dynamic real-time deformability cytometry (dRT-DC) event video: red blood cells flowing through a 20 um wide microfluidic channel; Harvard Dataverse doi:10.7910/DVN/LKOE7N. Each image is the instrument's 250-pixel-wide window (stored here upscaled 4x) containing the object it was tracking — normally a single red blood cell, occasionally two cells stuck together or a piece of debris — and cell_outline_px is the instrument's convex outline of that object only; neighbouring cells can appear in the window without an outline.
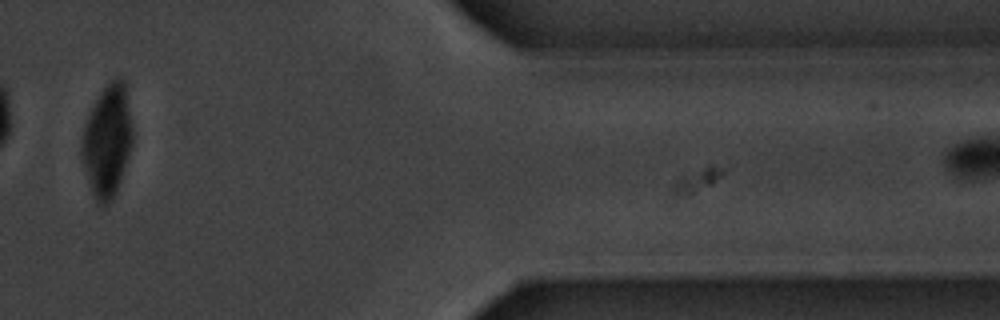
{"species": "common noctule bat (a hibernating species)", "species_latin": "Nyctalus noctula", "temperature_condition": "warm", "stored_images_in_passage": 11, "camera_frame_rate_fps": 3000, "um_per_image_px": 0.085, "animal": {"sex": "male", "body_mass_g": 20.1, "forearm_length_mm": 53.5}, "frame": {"image": 1, "passage_image": 10, "time_ms": 11.667, "image_size_px": [1000, 320], "cell_outline_px": [[132, 144], [116, 192], [108, 204], [96, 204], [80, 156], [80, 148], [84, 128], [88, 116], [100, 92], [116, 76], [120, 76], [124, 80], [132, 124]], "centroid_in_image_um": [9.11, 11.97], "position_along_channel_um": 402.3, "area_um2": 32.77}}